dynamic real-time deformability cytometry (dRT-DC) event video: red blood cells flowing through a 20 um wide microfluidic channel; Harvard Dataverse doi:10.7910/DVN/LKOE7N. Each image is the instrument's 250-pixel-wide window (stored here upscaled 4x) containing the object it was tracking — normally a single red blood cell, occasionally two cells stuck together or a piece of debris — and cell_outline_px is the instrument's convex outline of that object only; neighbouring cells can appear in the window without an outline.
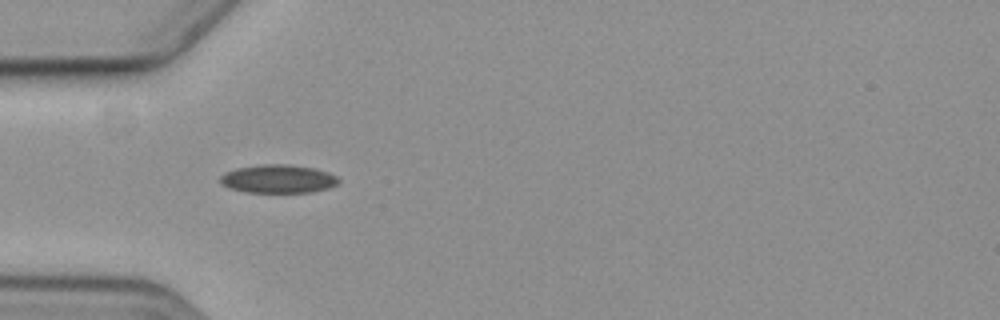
{"species": "common noctule bat (a hibernating species)", "species_latin": "Nyctalus noctula", "temperature_condition": "cold", "stored_images_in_passage": 9, "camera_frame_rate_fps": 3000, "um_per_image_px": 0.085, "animal": {"sex": "female", "body_mass_g": 19.3, "forearm_length_mm": 54.1}, "frame": {"image": 1, "passage_image": 4, "time_ms": 3.333, "image_size_px": [1000, 320], "cell_outline_px": [[340, 180], [336, 184], [328, 188], [312, 192], [244, 192], [228, 188], [220, 184], [220, 176], [224, 172], [236, 168], [260, 164], [288, 164], [316, 168], [328, 172], [336, 176]], "centroid_in_image_um": [23.6, 15.2], "position_along_channel_um": 61.4, "area_um2": 19.77}}
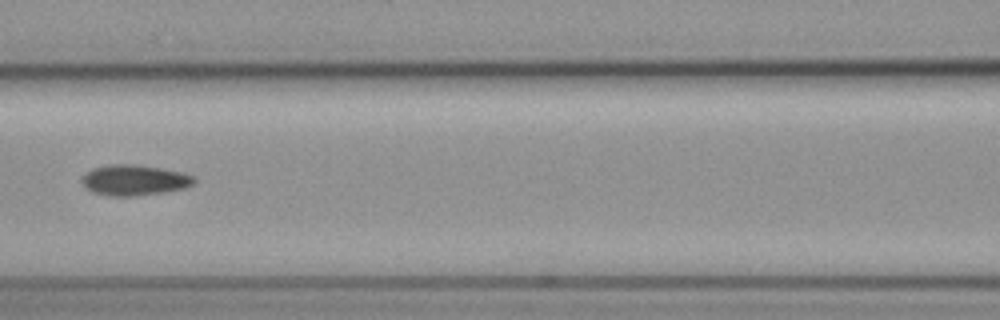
{"frame": {"image": 2, "passage_image": 6, "time_ms": 6.0, "image_size_px": [1000, 320], "cell_outline_px": [[196, 180], [192, 184], [184, 188], [164, 192], [136, 196], [108, 196], [92, 192], [80, 180], [92, 168], [108, 164], [136, 164], [184, 172], [196, 176]], "centroid_in_image_um": [11.45, 15.3], "position_along_channel_um": 155.2, "area_um2": 20.11}}
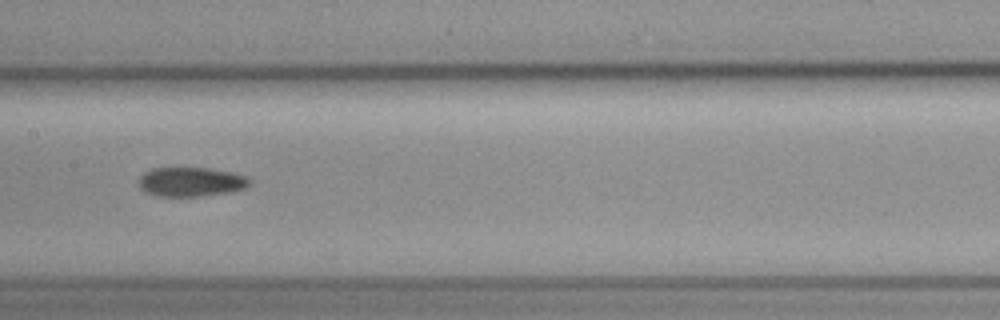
{"frame": {"image": 3, "passage_image": 7, "time_ms": 7.0, "image_size_px": [1000, 320], "cell_outline_px": [[252, 184], [244, 188], [232, 192], [200, 196], [160, 196], [144, 192], [140, 188], [136, 180], [144, 172], [152, 168], [208, 168], [248, 176], [252, 180]], "centroid_in_image_um": [16.22, 15.46], "position_along_channel_um": 191.2, "area_um2": 19.13}}